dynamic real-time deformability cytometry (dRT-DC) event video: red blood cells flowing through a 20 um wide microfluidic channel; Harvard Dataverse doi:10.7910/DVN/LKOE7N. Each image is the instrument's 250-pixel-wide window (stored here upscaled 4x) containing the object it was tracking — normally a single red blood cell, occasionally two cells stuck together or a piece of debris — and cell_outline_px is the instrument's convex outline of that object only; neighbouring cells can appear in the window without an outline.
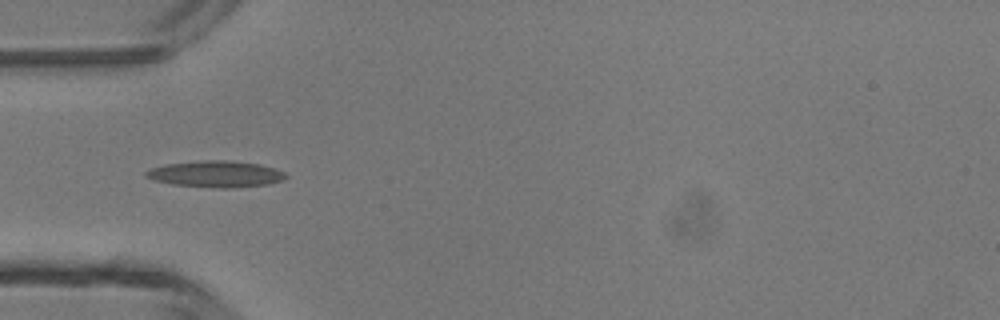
{"species": "common noctule bat (a hibernating species)", "species_latin": "Nyctalus noctula", "temperature_condition": "room temperature", "stored_images_in_passage": 32, "camera_frame_rate_fps": 3000, "um_per_image_px": 0.085, "animal": {"sex": "male", "body_mass_g": 13.3}, "frame": {"image": 1, "passage_image": 2, "time_ms": 0.333, "image_size_px": [1000, 320], "cell_outline_px": [[288, 176], [280, 180], [268, 184], [232, 188], [220, 188], [172, 184], [156, 180], [144, 176], [144, 172], [152, 168], [168, 164], [208, 160], [224, 160], [260, 164], [284, 172]], "centroid_in_image_um": [18.35, 14.8], "position_along_channel_um": 66.7, "area_um2": 21.1}}
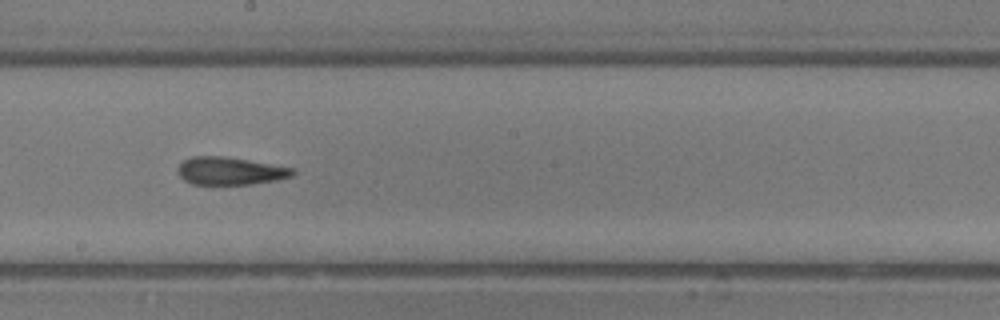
{"frame": {"image": 2, "passage_image": 13, "time_ms": 4.0, "image_size_px": [1000, 320], "cell_outline_px": [[296, 172], [292, 176], [276, 180], [248, 184], [192, 184], [184, 180], [176, 172], [176, 168], [184, 160], [192, 156], [220, 156], [296, 168]], "centroid_in_image_um": [19.54, 14.53], "position_along_channel_um": 228.7, "area_um2": 18.44}}
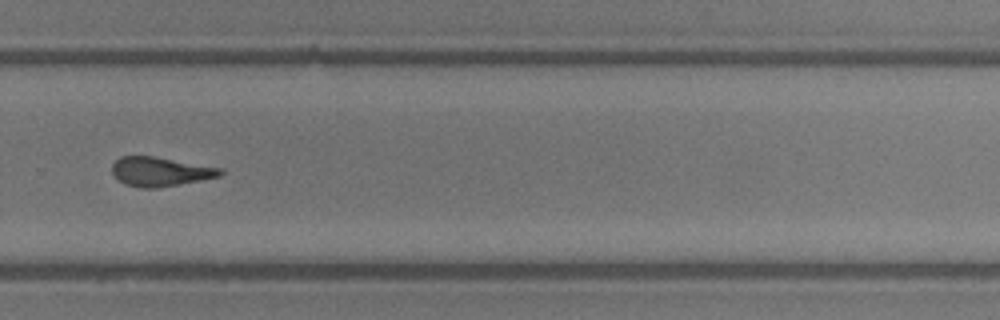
{"frame": {"image": 3, "passage_image": 19, "time_ms": 6.0, "image_size_px": [1000, 320], "cell_outline_px": [[224, 172], [220, 176], [200, 180], [156, 188], [140, 188], [128, 184], [120, 180], [112, 172], [112, 164], [120, 156], [152, 156], [224, 168]], "centroid_in_image_um": [13.65, 14.58], "position_along_channel_um": 316.2, "area_um2": 18.21}, "authors_computed_cell_mechanics": {"area_um2": 18.4382, "velocity_mm_per_s": 4.4064, "shape_relaxation_time_tau1_ms": null, "shape_relaxation_time_tau2_ms": 3.0465, "deformation_change_tau1": null, "deformation_change_tau2": 0.1275}}